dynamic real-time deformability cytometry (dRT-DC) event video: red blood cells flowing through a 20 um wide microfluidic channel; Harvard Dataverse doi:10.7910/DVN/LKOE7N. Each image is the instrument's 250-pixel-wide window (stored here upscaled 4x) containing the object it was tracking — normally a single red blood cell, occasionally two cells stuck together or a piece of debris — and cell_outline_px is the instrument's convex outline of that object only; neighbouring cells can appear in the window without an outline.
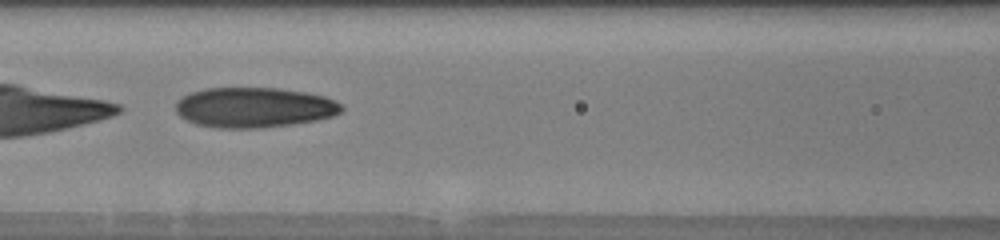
{"species": "human", "species_latin": "Homo sapiens", "temperature_condition": "warm", "stored_images_in_passage": 33, "camera_frame_rate_fps": 3000, "um_per_image_px": 0.085, "donor": {"sex": "male"}, "frame": {"image": 1, "passage_image": 16, "time_ms": 7.667, "image_size_px": [1000, 240], "cell_outline_px": [[344, 108], [340, 112], [332, 116], [316, 120], [292, 124], [256, 128], [220, 128], [196, 124], [180, 116], [176, 112], [176, 100], [180, 96], [204, 88], [280, 88], [308, 92], [324, 96], [336, 100]], "centroid_in_image_um": [21.59, 9.12], "position_along_channel_um": 145.0, "area_um2": 38.96}}
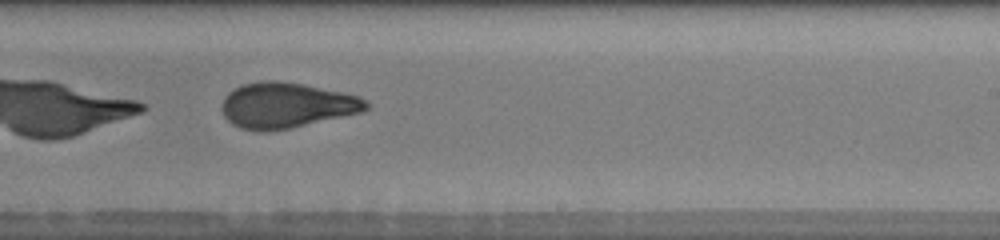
{"frame": {"image": 2, "passage_image": 23, "time_ms": 10.667, "image_size_px": [1000, 240], "cell_outline_px": [[372, 104], [368, 108], [360, 112], [288, 128], [260, 132], [240, 128], [232, 124], [224, 116], [220, 108], [224, 96], [228, 92], [244, 84], [264, 80], [276, 80], [304, 84], [360, 96], [368, 100]], "centroid_in_image_um": [24.32, 8.94], "position_along_channel_um": 264.7, "area_um2": 38.15}, "authors_computed_cell_mechanics": {"area_um2": 39.4196, "velocity_mm_per_s": 3.9965, "shape_relaxation_time_tau1_ms": null, "shape_relaxation_time_tau2_ms": 1.6563, "deformation_change_tau1": null, "deformation_change_tau2": 0.0908}}